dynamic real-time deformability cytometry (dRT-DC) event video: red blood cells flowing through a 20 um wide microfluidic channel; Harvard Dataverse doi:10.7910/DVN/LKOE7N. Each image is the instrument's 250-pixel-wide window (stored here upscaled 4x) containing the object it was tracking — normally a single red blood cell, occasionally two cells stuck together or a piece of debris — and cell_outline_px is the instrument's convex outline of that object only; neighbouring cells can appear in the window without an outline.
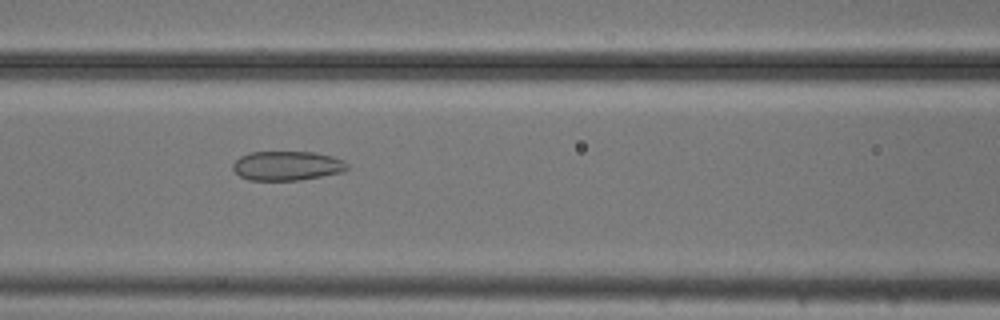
{"species": "common noctule bat (a hibernating species)", "species_latin": "Nyctalus noctula", "temperature_condition": "cold", "stored_images_in_passage": 53, "camera_frame_rate_fps": 3000, "um_per_image_px": 0.085, "animal": {"sex": "male", "body_mass_g": 20.5, "forearm_length_mm": 52.5}, "frame": {"image": 1, "passage_image": 23, "time_ms": 7.333, "image_size_px": [1000, 320], "cell_outline_px": [[348, 168], [340, 172], [300, 180], [248, 180], [240, 176], [232, 168], [232, 164], [240, 156], [248, 152], [316, 152], [332, 156], [344, 160], [348, 164]], "centroid_in_image_um": [24.38, 14.08], "position_along_channel_um": 142.2, "area_um2": 19.54}}
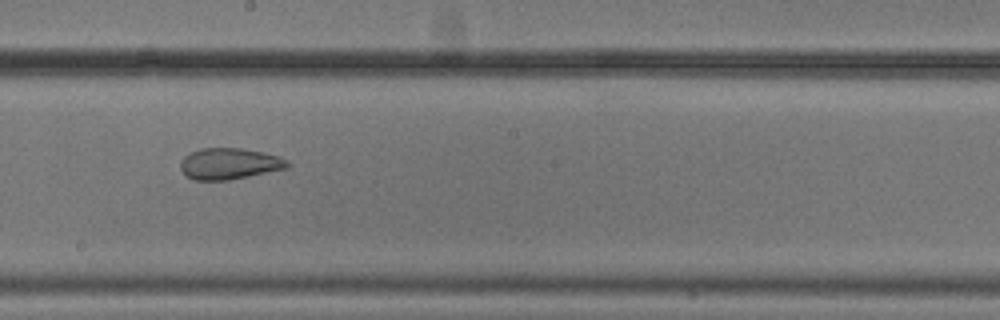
{"frame": {"image": 2, "passage_image": 30, "time_ms": 9.667, "image_size_px": [1000, 320], "cell_outline_px": [[288, 168], [228, 180], [192, 180], [184, 176], [180, 168], [180, 164], [184, 156], [200, 148], [240, 148], [264, 152], [280, 156], [288, 160]], "centroid_in_image_um": [19.47, 13.92], "position_along_channel_um": 228.7, "area_um2": 19.59}}
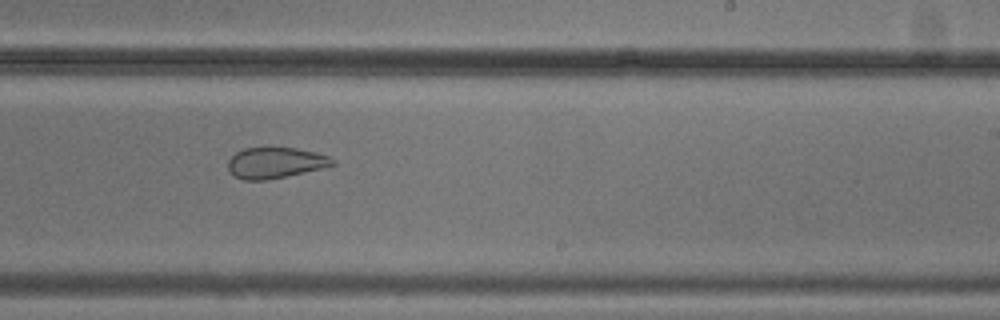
{"frame": {"image": 3, "passage_image": 33, "time_ms": 10.667, "image_size_px": [1000, 320], "cell_outline_px": [[336, 164], [320, 168], [284, 176], [264, 180], [244, 180], [228, 172], [228, 160], [236, 152], [244, 148], [268, 144], [296, 148], [316, 152], [328, 156], [336, 160]], "centroid_in_image_um": [23.36, 13.77], "position_along_channel_um": 265.6, "area_um2": 19.31}, "authors_computed_cell_mechanics": {"area_um2": 26.7614, "velocity_mm_per_s": 3.7013, "shape_relaxation_time_tau1_ms": null, "shape_relaxation_time_tau2_ms": 1.5848, "deformation_change_tau1": null, "deformation_change_tau2": 0.08}}